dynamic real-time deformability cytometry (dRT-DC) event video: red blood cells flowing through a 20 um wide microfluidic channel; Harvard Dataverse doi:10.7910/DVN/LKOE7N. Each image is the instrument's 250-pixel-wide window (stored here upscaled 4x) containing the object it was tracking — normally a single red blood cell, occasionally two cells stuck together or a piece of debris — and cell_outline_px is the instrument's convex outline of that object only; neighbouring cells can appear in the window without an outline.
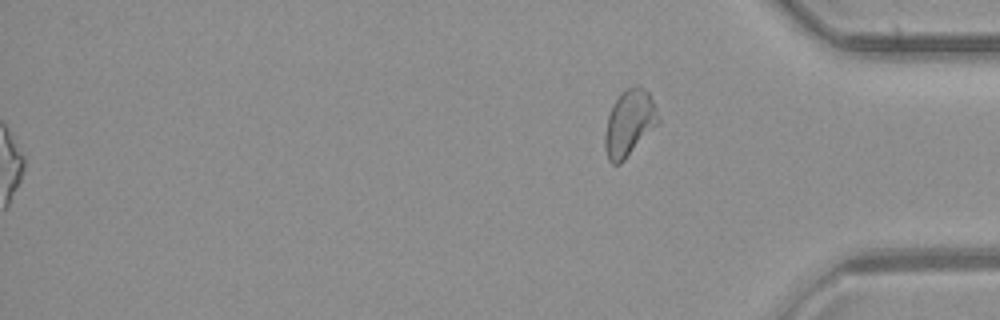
{"species": "common noctule bat (a hibernating species)", "species_latin": "Nyctalus noctula", "temperature_condition": "room temperature", "stored_images_in_passage": 49, "segment_of_instrument_passage": [2, 2], "camera_frame_rate_fps": 3000, "um_per_image_px": 0.085, "animal": {"sex": "female", "body_mass_g": 21.9}, "frame": {"image": 1, "passage_image": 49, "time_ms": 16.0, "image_size_px": [1000, 320], "cell_outline_px": [[660, 120], [624, 160], [620, 164], [612, 164], [608, 160], [604, 148], [604, 136], [608, 116], [612, 104], [620, 92], [636, 84], [640, 84], [648, 92], [656, 108]], "centroid_in_image_um": [53.45, 10.43], "position_along_channel_um": 381.7, "area_um2": 20.46}}